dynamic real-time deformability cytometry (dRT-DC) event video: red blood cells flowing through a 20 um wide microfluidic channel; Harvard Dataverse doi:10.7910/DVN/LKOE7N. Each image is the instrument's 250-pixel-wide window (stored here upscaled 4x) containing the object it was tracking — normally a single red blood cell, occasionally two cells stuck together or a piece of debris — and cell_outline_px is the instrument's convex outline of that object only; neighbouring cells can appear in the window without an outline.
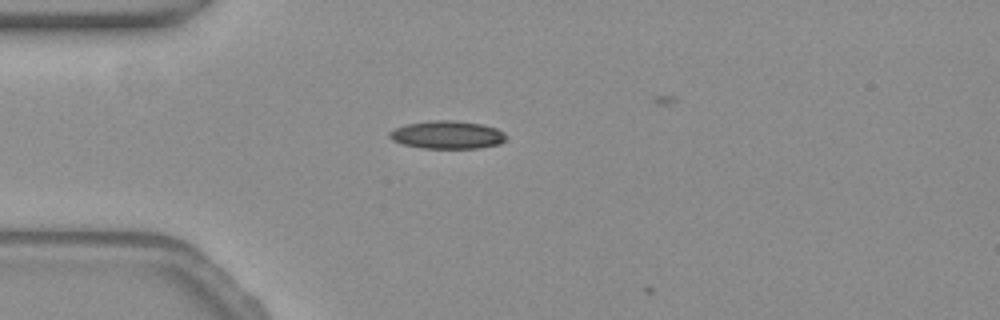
{"species": "common noctule bat (a hibernating species)", "species_latin": "Nyctalus noctula", "temperature_condition": "warm", "stored_images_in_passage": 6, "camera_frame_rate_fps": 3000, "um_per_image_px": 0.085, "animal": {"sex": "female", "body_mass_g": 19.3, "forearm_length_mm": 54.1}, "frame": {"image": 1, "passage_image": 1, "time_ms": 0.0, "image_size_px": [1000, 320], "cell_outline_px": [[504, 140], [500, 144], [476, 148], [424, 148], [404, 144], [392, 140], [388, 136], [388, 132], [396, 128], [408, 124], [432, 120], [452, 120], [480, 124], [496, 128], [504, 136]], "centroid_in_image_um": [37.97, 11.46], "position_along_channel_um": 47.0, "area_um2": 18.61}}
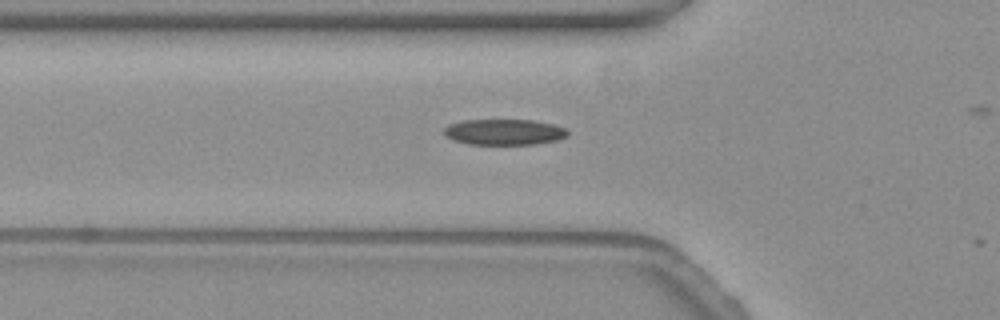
{"frame": {"image": 2, "passage_image": 5, "time_ms": 1.333, "image_size_px": [1000, 320], "cell_outline_px": [[568, 136], [556, 140], [532, 144], [468, 144], [452, 140], [444, 132], [444, 128], [448, 124], [464, 120], [532, 120], [552, 124], [564, 128], [568, 132]], "centroid_in_image_um": [42.83, 11.22], "position_along_channel_um": 83.0, "area_um2": 18.44}}